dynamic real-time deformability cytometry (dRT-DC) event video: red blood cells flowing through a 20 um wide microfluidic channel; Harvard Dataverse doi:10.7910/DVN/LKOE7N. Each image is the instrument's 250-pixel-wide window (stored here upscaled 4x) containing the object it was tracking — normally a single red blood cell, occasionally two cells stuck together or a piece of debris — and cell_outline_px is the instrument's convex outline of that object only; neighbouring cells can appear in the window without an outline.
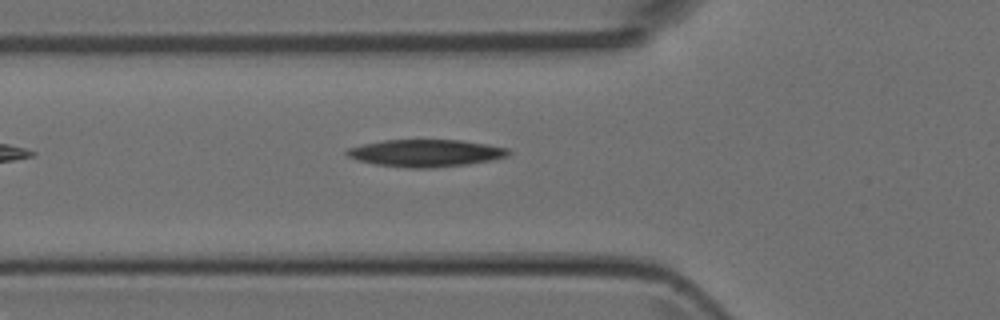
{"species": "Egyptian fruit bat (a non-hibernating species)", "species_latin": "Rousettus aegyptiacus", "temperature_condition": "room temperature", "stored_images_in_passage": 27, "camera_frame_rate_fps": 3000, "um_per_image_px": 0.085, "animal": {"sex": "female"}, "frame": {"image": 1, "passage_image": 2, "time_ms": 0.333, "image_size_px": [1000, 320], "cell_outline_px": [[512, 152], [508, 156], [468, 164], [432, 168], [408, 168], [376, 164], [356, 160], [344, 156], [344, 152], [348, 148], [364, 144], [384, 140], [460, 140], [488, 144], [508, 148]], "centroid_in_image_um": [36.16, 13.01], "position_along_channel_um": 89.6, "area_um2": 25.72}}
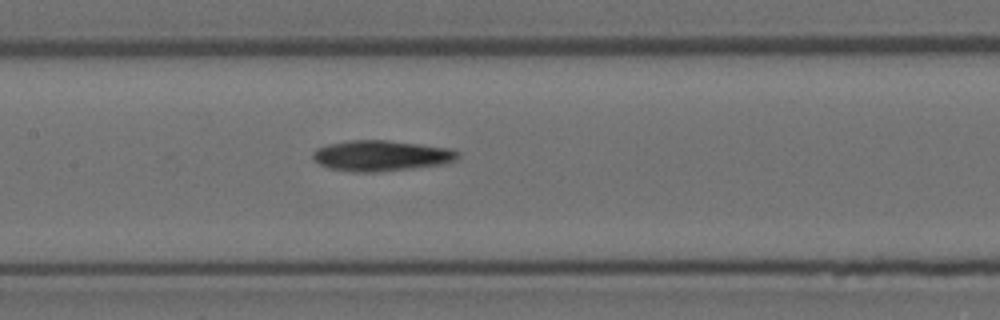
{"frame": {"image": 2, "passage_image": 8, "time_ms": 2.333, "image_size_px": [1000, 320], "cell_outline_px": [[460, 156], [456, 160], [448, 164], [376, 172], [352, 172], [328, 168], [312, 160], [312, 152], [316, 148], [328, 144], [348, 140], [384, 140], [452, 148], [460, 152]], "centroid_in_image_um": [32.41, 13.24], "position_along_channel_um": 175.0, "area_um2": 26.24}}
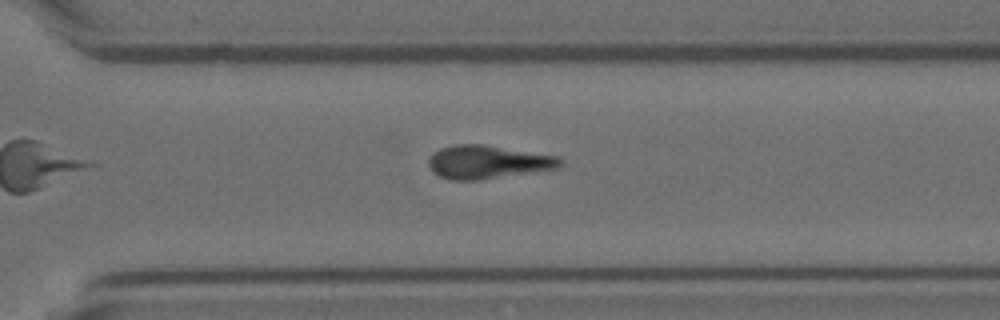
{"frame": {"image": 3, "passage_image": 19, "time_ms": 6.0, "image_size_px": [1000, 320], "cell_outline_px": [[564, 164], [560, 168], [480, 180], [452, 180], [440, 176], [432, 172], [428, 168], [428, 160], [432, 152], [440, 148], [452, 144], [484, 144], [560, 156], [564, 160]], "centroid_in_image_um": [41.48, 13.76], "position_along_channel_um": 329.1, "area_um2": 26.13}}